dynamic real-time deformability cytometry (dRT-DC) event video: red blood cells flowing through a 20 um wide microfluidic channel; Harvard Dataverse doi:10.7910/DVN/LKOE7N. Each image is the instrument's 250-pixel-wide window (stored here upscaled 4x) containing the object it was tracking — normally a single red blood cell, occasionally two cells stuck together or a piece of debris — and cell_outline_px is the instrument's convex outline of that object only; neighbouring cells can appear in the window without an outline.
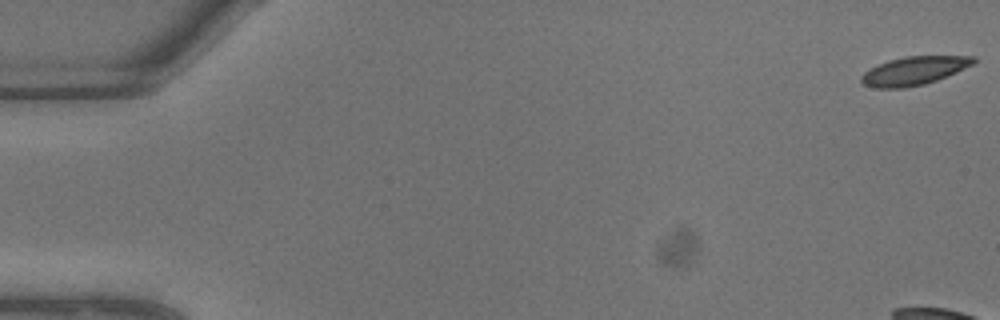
{"species": "common noctule bat (a hibernating species)", "species_latin": "Nyctalus noctula", "temperature_condition": "warm", "stored_images_in_passage": 6, "camera_frame_rate_fps": 3000, "um_per_image_px": 0.085, "animal": {"sex": "male", "body_mass_g": 13.3}, "frame": {"image": 1, "passage_image": 1, "time_ms": 0.0, "image_size_px": [1000, 320], "cell_outline_px": [[976, 60], [972, 64], [956, 72], [936, 80], [924, 84], [904, 88], [876, 88], [864, 84], [860, 80], [860, 76], [864, 72], [888, 60], [904, 56], [976, 56]], "centroid_in_image_um": [77.68, 6.01], "position_along_channel_um": 7.3, "area_um2": 18.38}}